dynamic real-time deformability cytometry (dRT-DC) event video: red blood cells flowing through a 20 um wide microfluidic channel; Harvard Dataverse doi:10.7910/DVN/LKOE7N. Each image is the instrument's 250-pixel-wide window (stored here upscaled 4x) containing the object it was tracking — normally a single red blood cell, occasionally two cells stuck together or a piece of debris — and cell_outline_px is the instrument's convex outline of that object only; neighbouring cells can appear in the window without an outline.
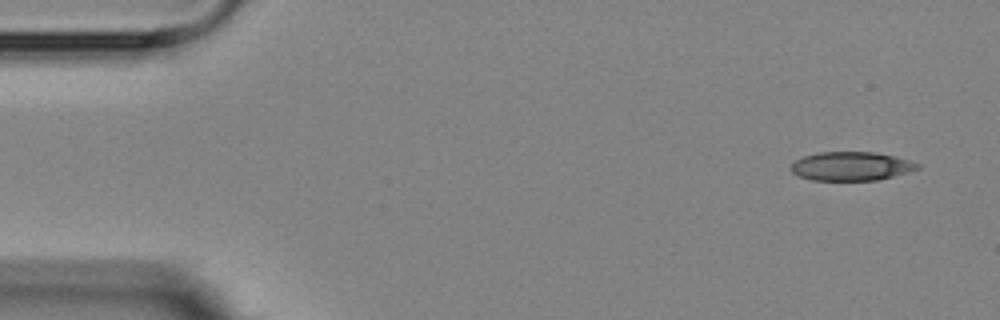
{"species": "Egyptian fruit bat (a non-hibernating species)", "species_latin": "Rousettus aegyptiacus", "temperature_condition": "room temperature", "stored_images_in_passage": 8, "camera_frame_rate_fps": 3000, "um_per_image_px": 0.085, "animal": {"sex": "female"}, "frame": {"image": 1, "passage_image": 1, "time_ms": 0.0, "image_size_px": [1000, 320], "cell_outline_px": [[920, 168], [908, 172], [876, 180], [812, 180], [800, 176], [792, 172], [792, 164], [796, 160], [804, 156], [820, 152], [872, 152], [896, 156], [920, 164]], "centroid_in_image_um": [72.37, 14.12], "position_along_channel_um": 12.6, "area_um2": 20.98}}
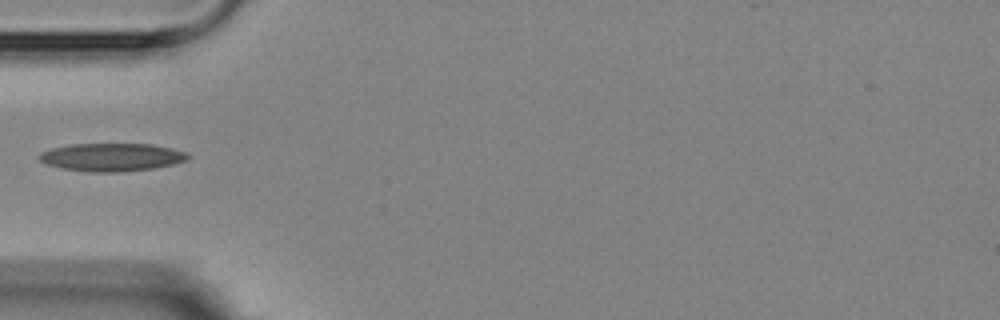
{"frame": {"image": 2, "passage_image": 5, "time_ms": 4.667, "image_size_px": [1000, 320], "cell_outline_px": [[188, 160], [172, 164], [152, 168], [120, 172], [88, 172], [60, 168], [44, 164], [36, 156], [40, 152], [52, 148], [72, 144], [152, 144], [172, 148], [184, 152], [188, 156]], "centroid_in_image_um": [9.42, 13.36], "position_along_channel_um": 75.6, "area_um2": 24.28}}
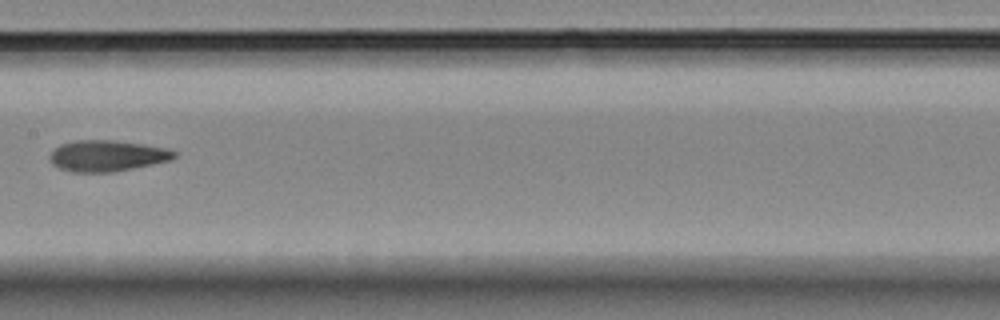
{"frame": {"image": 3, "passage_image": 8, "time_ms": 8.0, "image_size_px": [1000, 320], "cell_outline_px": [[176, 156], [172, 160], [112, 172], [72, 172], [60, 168], [52, 164], [48, 160], [48, 156], [60, 144], [76, 140], [112, 140], [140, 144], [164, 148], [176, 152]], "centroid_in_image_um": [9.05, 13.25], "position_along_channel_um": 198.3, "area_um2": 22.37}}